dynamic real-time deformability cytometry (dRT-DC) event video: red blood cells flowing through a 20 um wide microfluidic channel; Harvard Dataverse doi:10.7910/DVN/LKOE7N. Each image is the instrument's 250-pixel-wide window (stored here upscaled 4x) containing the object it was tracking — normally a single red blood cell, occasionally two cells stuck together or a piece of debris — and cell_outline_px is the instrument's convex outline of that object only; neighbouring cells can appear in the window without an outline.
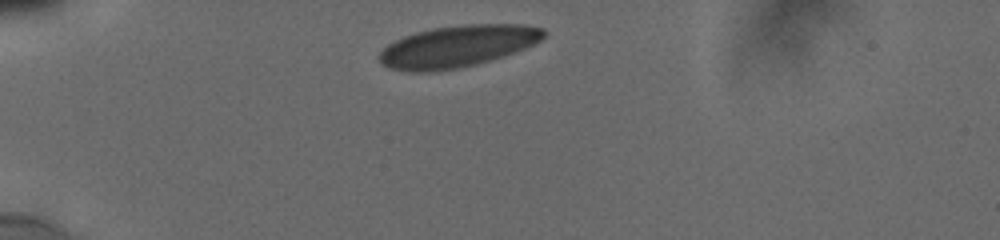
{"species": "human", "species_latin": "Homo sapiens", "temperature_condition": "cold", "stored_images_in_passage": 7, "camera_frame_rate_fps": 3000, "um_per_image_px": 0.085, "donor": {"sex": "male"}, "frame": {"image": 1, "passage_image": 1, "time_ms": 0.0, "image_size_px": [1000, 240], "cell_outline_px": [[548, 32], [540, 40], [524, 48], [504, 56], [476, 64], [460, 68], [432, 72], [408, 72], [388, 68], [380, 64], [376, 56], [388, 44], [404, 36], [416, 32], [432, 28], [464, 24], [524, 24], [544, 28]], "centroid_in_image_um": [38.85, 3.94], "position_along_channel_um": 46.1, "area_um2": 40.34}}